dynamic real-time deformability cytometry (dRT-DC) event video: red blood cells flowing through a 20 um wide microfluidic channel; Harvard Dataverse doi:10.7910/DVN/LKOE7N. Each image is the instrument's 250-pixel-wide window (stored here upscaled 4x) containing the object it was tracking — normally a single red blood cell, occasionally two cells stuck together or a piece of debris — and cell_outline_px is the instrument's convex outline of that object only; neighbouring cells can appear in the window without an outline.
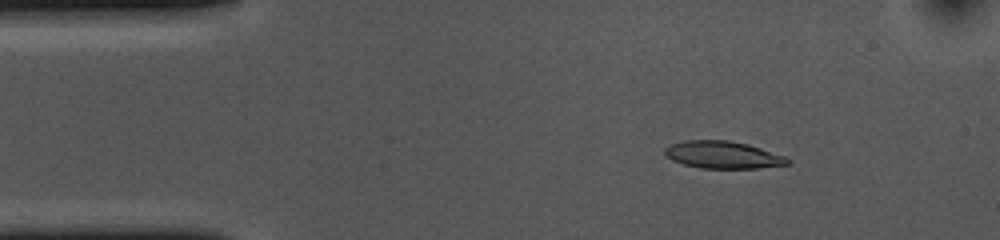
{"species": "common noctule bat (a hibernating species)", "species_latin": "Nyctalus noctula", "temperature_condition": "cold", "stored_images_in_passage": 53, "camera_frame_rate_fps": 3000, "um_per_image_px": 0.085, "animal": {"sex": "female", "body_mass_g": 10.0, "forearm_length_mm": 53.1}, "frame": {"image": 1, "passage_image": 7, "time_ms": 2.0, "image_size_px": [1000, 240], "cell_outline_px": [[792, 164], [756, 168], [700, 168], [684, 164], [672, 160], [664, 156], [664, 148], [672, 144], [684, 140], [728, 140], [748, 144], [784, 156], [792, 160]], "centroid_in_image_um": [61.44, 13.16], "position_along_channel_um": 23.6, "area_um2": 19.59}}
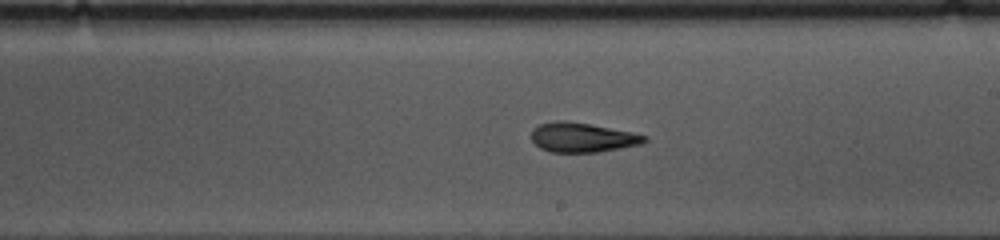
{"frame": {"image": 2, "passage_image": 29, "time_ms": 9.333, "image_size_px": [1000, 240], "cell_outline_px": [[648, 140], [640, 144], [600, 152], [552, 152], [540, 148], [532, 140], [532, 128], [540, 124], [556, 120], [564, 120], [592, 124], [632, 132], [648, 136]], "centroid_in_image_um": [49.5, 11.67], "position_along_channel_um": 239.5, "area_um2": 19.54}}
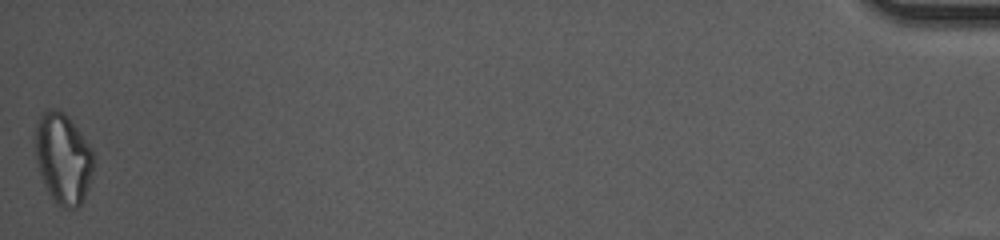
{"frame": {"image": 3, "passage_image": 53, "time_ms": 17.333, "image_size_px": [1000, 240], "cell_outline_px": [[96, 152], [92, 172], [84, 200], [76, 208], [64, 208], [48, 192], [40, 172], [36, 160], [36, 124], [40, 116], [48, 108], [60, 108], [68, 116]], "centroid_in_image_um": [5.4, 13.42], "position_along_channel_um": 429.8, "area_um2": 30.81}, "authors_computed_cell_mechanics": {"area_um2": 20.0566, "velocity_mm_per_s": 3.6634, "shape_relaxation_time_tau1_ms": 6.6498, "shape_relaxation_time_tau2_ms": 3.6749, "deformation_change_tau1": 0.1762, "deformation_change_tau2": 0.1279}}